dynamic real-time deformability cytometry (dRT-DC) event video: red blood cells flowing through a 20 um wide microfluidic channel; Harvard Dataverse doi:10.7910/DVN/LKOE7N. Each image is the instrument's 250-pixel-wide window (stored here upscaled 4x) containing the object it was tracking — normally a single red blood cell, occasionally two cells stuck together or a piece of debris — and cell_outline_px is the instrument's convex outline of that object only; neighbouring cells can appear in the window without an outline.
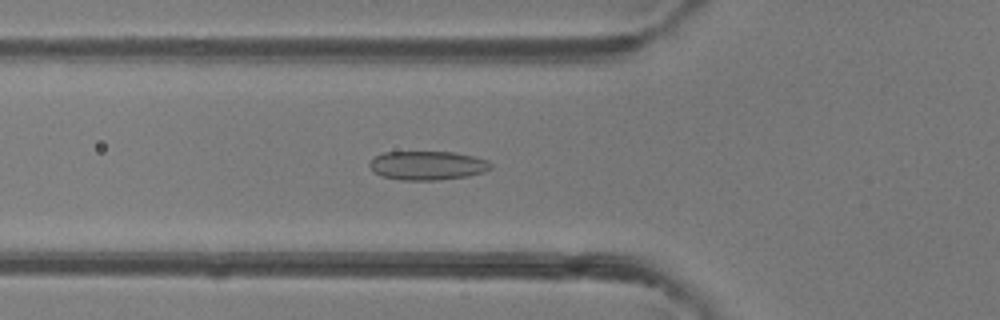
{"species": "common noctule bat (a hibernating species)", "species_latin": "Nyctalus noctula", "temperature_condition": "room temperature", "stored_images_in_passage": 42, "camera_frame_rate_fps": 3000, "um_per_image_px": 0.085, "animal": {"sex": "female"}, "frame": {"image": 1, "passage_image": 11, "time_ms": 3.333, "image_size_px": [1000, 320], "cell_outline_px": [[492, 168], [484, 172], [468, 176], [436, 180], [400, 180], [384, 176], [376, 172], [368, 164], [376, 156], [384, 152], [456, 152], [488, 160], [492, 164]], "centroid_in_image_um": [36.38, 14.06], "position_along_channel_um": 89.4, "area_um2": 20.29}}
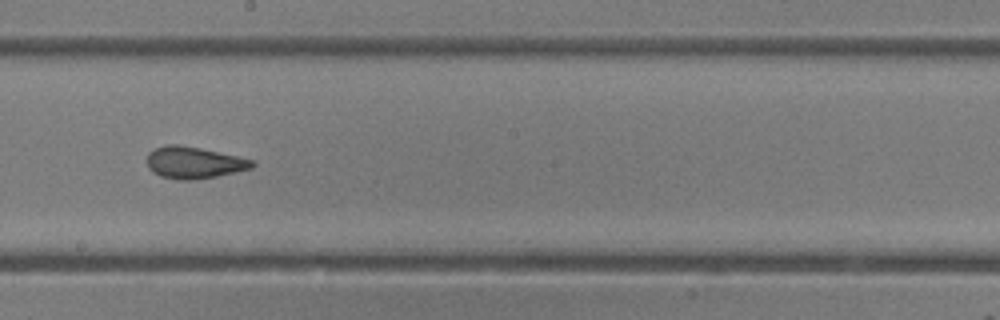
{"frame": {"image": 2, "passage_image": 21, "time_ms": 6.667, "image_size_px": [1000, 320], "cell_outline_px": [[256, 164], [252, 168], [216, 176], [192, 180], [176, 180], [160, 176], [152, 172], [148, 168], [148, 152], [164, 144], [180, 144], [200, 148], [256, 160]], "centroid_in_image_um": [16.48, 13.82], "position_along_channel_um": 231.7, "area_um2": 19.59}}
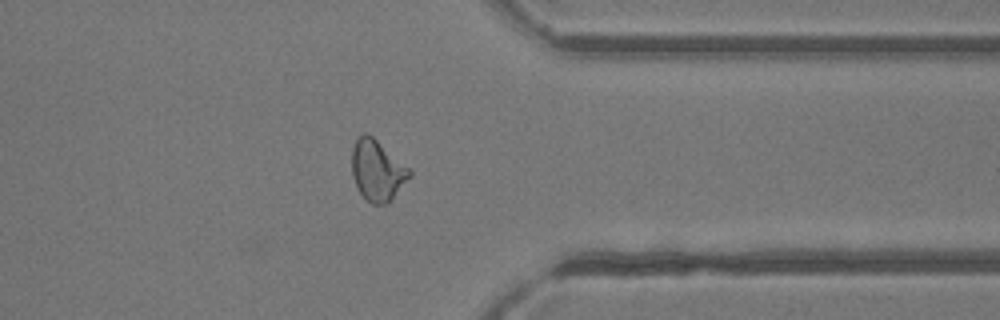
{"frame": {"image": 3, "passage_image": 32, "time_ms": 10.333, "image_size_px": [1000, 320], "cell_outline_px": [[412, 176], [388, 204], [372, 204], [360, 192], [352, 176], [352, 148], [360, 132], [364, 132], [372, 136], [408, 168], [412, 172]], "centroid_in_image_um": [32.06, 14.49], "position_along_channel_um": 379.3, "area_um2": 20.23}, "authors_computed_cell_mechanics": {"area_um2": 19.941, "velocity_mm_per_s": 4.2428, "shape_relaxation_time_tau1_ms": null, "shape_relaxation_time_tau2_ms": 1.7859, "deformation_change_tau1": null, "deformation_change_tau2": 0.0944}}